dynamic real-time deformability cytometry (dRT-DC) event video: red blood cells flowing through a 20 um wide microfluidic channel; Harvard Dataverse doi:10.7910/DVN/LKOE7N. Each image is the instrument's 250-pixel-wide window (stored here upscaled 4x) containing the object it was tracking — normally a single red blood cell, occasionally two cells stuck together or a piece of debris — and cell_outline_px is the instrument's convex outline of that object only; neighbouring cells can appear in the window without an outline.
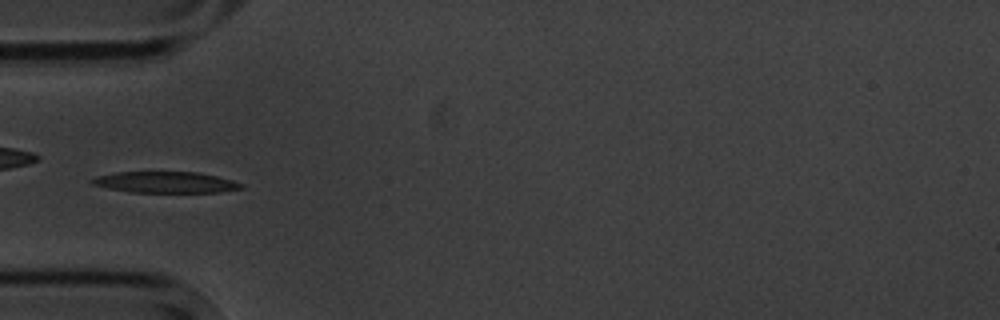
{"species": "common noctule bat (a hibernating species)", "species_latin": "Nyctalus noctula", "temperature_condition": "cold", "stored_images_in_passage": 15, "camera_frame_rate_fps": 3000, "um_per_image_px": 0.085, "animal": {"sex": "male", "body_mass_g": 20.1, "forearm_length_mm": 53.5}, "frame": {"image": 1, "passage_image": 5, "time_ms": 5.667, "image_size_px": [1000, 320], "cell_outline_px": [[244, 188], [220, 192], [132, 192], [108, 188], [92, 184], [88, 180], [96, 176], [116, 172], [196, 172], [216, 176], [232, 180], [244, 184]], "centroid_in_image_um": [14.06, 15.49], "position_along_channel_um": 70.9, "area_um2": 18.38}}
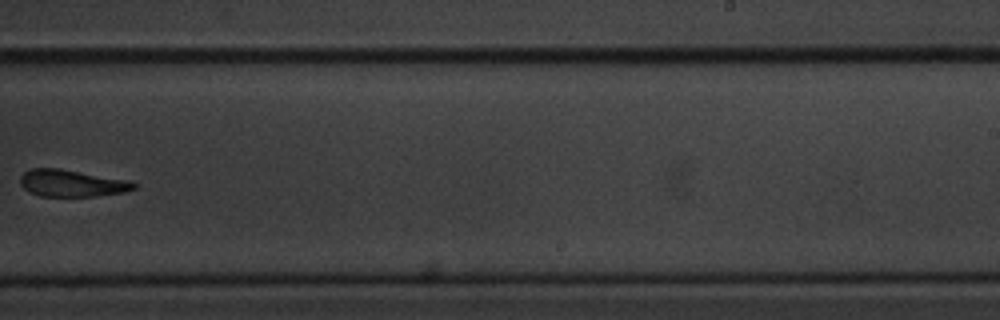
{"frame": {"image": 2, "passage_image": 10, "time_ms": 11.667, "image_size_px": [1000, 320], "cell_outline_px": [[136, 188], [124, 192], [96, 196], [40, 196], [28, 192], [20, 184], [20, 176], [24, 172], [32, 168], [60, 168], [124, 180], [136, 184]], "centroid_in_image_um": [6.03, 15.58], "position_along_channel_um": 283.0, "area_um2": 17.63}}
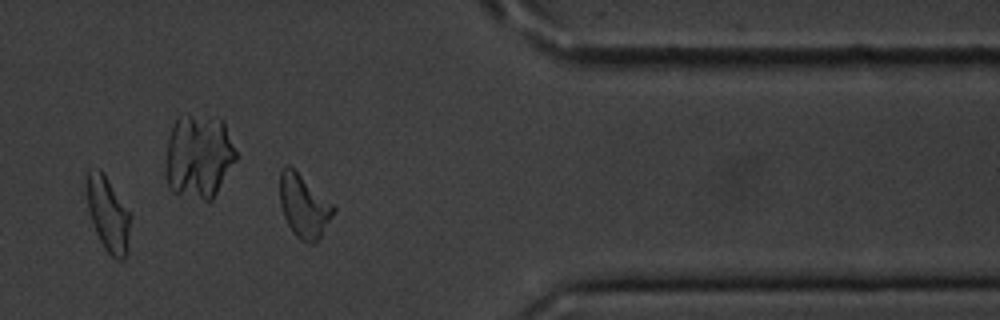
{"frame": {"image": 3, "passage_image": 13, "time_ms": 15.0, "image_size_px": [1000, 320], "cell_outline_px": [[132, 216], [128, 252], [124, 260], [116, 260], [104, 248], [96, 232], [88, 212], [84, 188], [88, 168], [100, 168]], "centroid_in_image_um": [9.17, 18.2], "position_along_channel_um": 402.2, "area_um2": 19.59}, "authors_computed_cell_mechanics": {"area_um2": 19.2474, "velocity_mm_per_s": 3.5127, "shape_relaxation_time_tau1_ms": 2.1802, "shape_relaxation_time_tau2_ms": null, "deformation_change_tau1": 0.0847, "deformation_change_tau2": null}}